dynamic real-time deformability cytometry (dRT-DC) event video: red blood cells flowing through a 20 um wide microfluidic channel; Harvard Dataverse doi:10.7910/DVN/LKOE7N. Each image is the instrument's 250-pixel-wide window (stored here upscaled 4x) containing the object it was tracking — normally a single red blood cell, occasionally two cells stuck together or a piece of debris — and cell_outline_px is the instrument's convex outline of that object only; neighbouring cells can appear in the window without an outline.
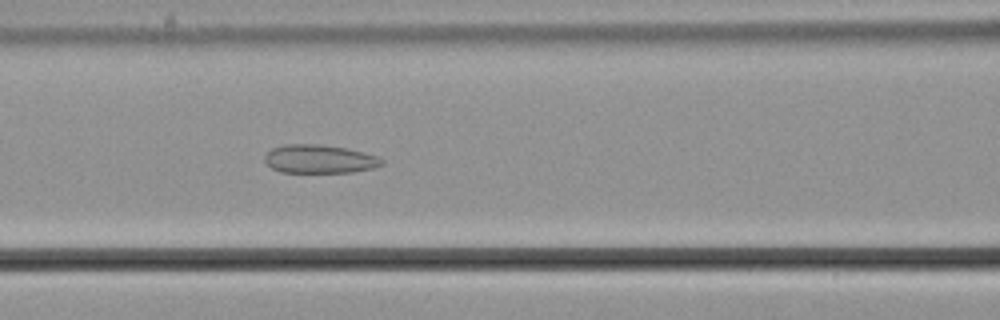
{"species": "common noctule bat (a hibernating species)", "species_latin": "Nyctalus noctula", "temperature_condition": "cold", "stored_images_in_passage": 48, "camera_frame_rate_fps": 3000, "um_per_image_px": 0.085, "animal": {"sex": "male", "body_mass_g": 21.5, "forearm_length_mm": 52.0}, "frame": {"image": 1, "passage_image": 25, "time_ms": 8.0, "image_size_px": [1000, 320], "cell_outline_px": [[384, 164], [372, 168], [352, 172], [280, 172], [272, 168], [264, 160], [264, 156], [272, 148], [284, 144], [320, 144], [348, 148], [376, 156], [384, 160]], "centroid_in_image_um": [27.14, 13.51], "position_along_channel_um": 139.5, "area_um2": 19.42}}
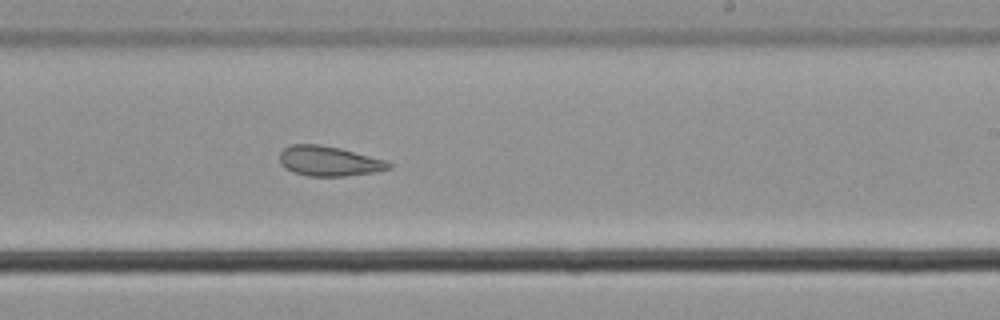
{"frame": {"image": 2, "passage_image": 35, "time_ms": 11.333, "image_size_px": [1000, 320], "cell_outline_px": [[392, 168], [372, 172], [344, 176], [308, 176], [292, 172], [280, 164], [280, 152], [284, 148], [292, 144], [320, 144], [340, 148], [384, 160], [392, 164]], "centroid_in_image_um": [27.92, 13.69], "position_along_channel_um": 261.1, "area_um2": 18.9}}
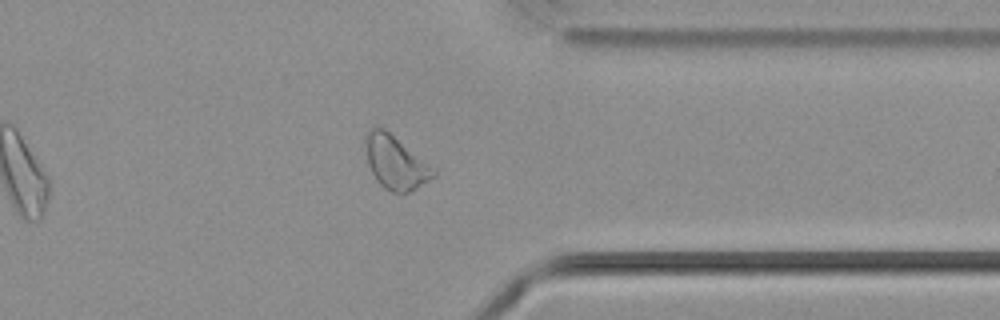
{"frame": {"image": 3, "passage_image": 45, "time_ms": 14.667, "image_size_px": [1000, 320], "cell_outline_px": [[436, 176], [416, 188], [408, 192], [392, 192], [384, 188], [376, 180], [368, 164], [364, 136], [372, 128], [384, 128], [436, 168]], "centroid_in_image_um": [33.64, 13.81], "position_along_channel_um": 377.8, "area_um2": 21.04}}